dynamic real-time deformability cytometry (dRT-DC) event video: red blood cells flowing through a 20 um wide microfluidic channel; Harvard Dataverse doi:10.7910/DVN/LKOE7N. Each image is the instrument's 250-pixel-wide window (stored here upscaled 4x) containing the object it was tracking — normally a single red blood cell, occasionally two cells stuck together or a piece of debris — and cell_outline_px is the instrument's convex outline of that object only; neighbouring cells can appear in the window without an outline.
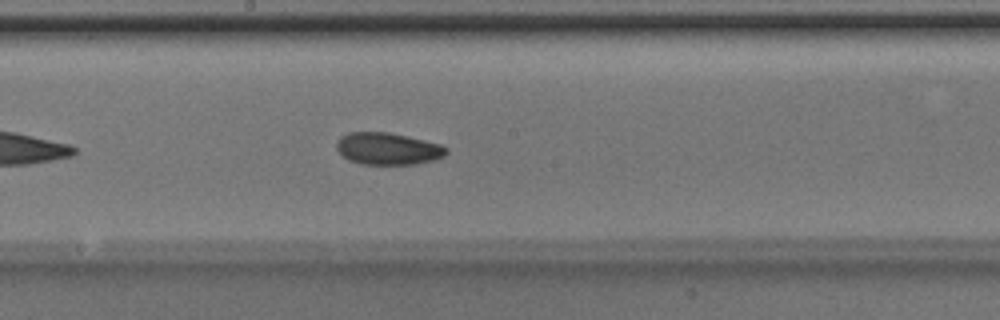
{"species": "Egyptian fruit bat (a non-hibernating species)", "species_latin": "Rousettus aegyptiacus", "temperature_condition": "room temperature", "stored_images_in_passage": 23, "camera_frame_rate_fps": 3000, "um_per_image_px": 0.085, "animal": {"sex": "male"}, "frame": {"image": 1, "passage_image": 14, "time_ms": 4.333, "image_size_px": [1000, 320], "cell_outline_px": [[448, 152], [444, 156], [436, 160], [416, 164], [360, 164], [348, 160], [336, 148], [336, 144], [340, 136], [348, 132], [388, 132], [408, 136], [440, 144], [448, 148]], "centroid_in_image_um": [32.98, 12.64], "position_along_channel_um": 215.2, "area_um2": 20.63}}